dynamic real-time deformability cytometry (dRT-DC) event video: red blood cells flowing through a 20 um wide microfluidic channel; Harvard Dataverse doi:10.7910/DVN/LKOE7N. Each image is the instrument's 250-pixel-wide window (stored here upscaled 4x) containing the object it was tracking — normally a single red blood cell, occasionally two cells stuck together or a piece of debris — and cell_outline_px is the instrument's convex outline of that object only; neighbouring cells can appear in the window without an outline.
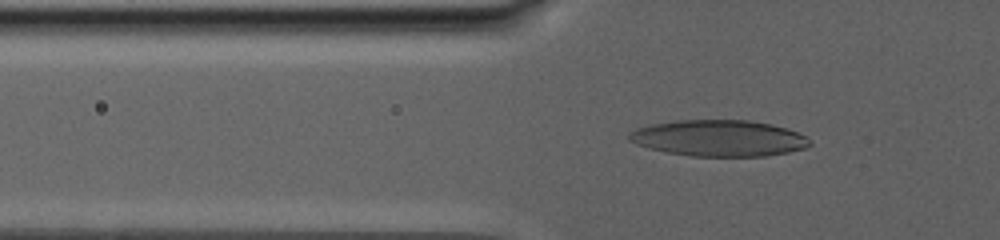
{"species": "human", "species_latin": "Homo sapiens", "temperature_condition": "warm", "stored_images_in_passage": 84, "camera_frame_rate_fps": 3000, "um_per_image_px": 0.085, "donor": {"sex": "male"}, "frame": {"image": 1, "passage_image": 32, "time_ms": 10.333, "image_size_px": [1000, 240], "cell_outline_px": [[812, 144], [804, 148], [788, 152], [764, 156], [692, 156], [668, 152], [636, 144], [628, 140], [628, 132], [636, 128], [652, 124], [676, 120], [748, 120], [772, 124], [788, 128], [812, 140]], "centroid_in_image_um": [61.11, 11.73], "position_along_channel_um": 64.7, "area_um2": 38.15}}
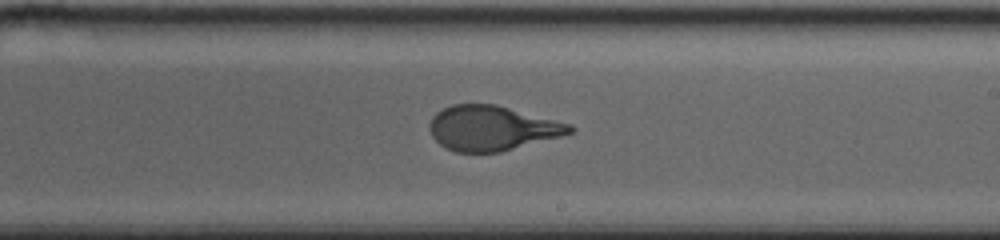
{"frame": {"image": 2, "passage_image": 53, "time_ms": 17.667, "image_size_px": [1000, 240], "cell_outline_px": [[576, 128], [572, 132], [560, 136], [500, 152], [456, 152], [444, 148], [432, 136], [428, 128], [432, 116], [436, 112], [452, 104], [496, 104], [572, 124]], "centroid_in_image_um": [41.8, 10.89], "position_along_channel_um": 247.2, "area_um2": 36.65}}
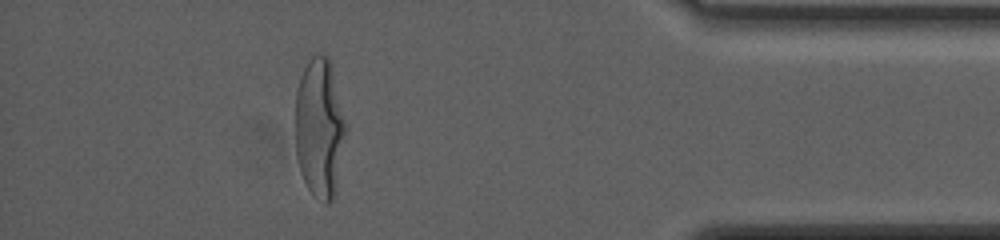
{"frame": {"image": 3, "passage_image": 77, "time_ms": 25.0, "image_size_px": [1000, 240], "cell_outline_px": [[344, 132], [336, 192], [332, 200], [328, 204], [324, 204], [308, 188], [300, 172], [296, 156], [296, 92], [300, 76], [304, 68], [312, 56], [316, 52], [328, 56], [332, 68], [344, 120]], "centroid_in_image_um": [27.13, 10.88], "position_along_channel_um": 408.1, "area_um2": 40.29}, "authors_computed_cell_mechanics": {"area_um2": 38.2347, "velocity_mm_per_s": 2.6354, "shape_relaxation_time_tau1_ms": 8.3431, "shape_relaxation_time_tau2_ms": null, "deformation_change_tau1": 0.2743, "deformation_change_tau2": null}}